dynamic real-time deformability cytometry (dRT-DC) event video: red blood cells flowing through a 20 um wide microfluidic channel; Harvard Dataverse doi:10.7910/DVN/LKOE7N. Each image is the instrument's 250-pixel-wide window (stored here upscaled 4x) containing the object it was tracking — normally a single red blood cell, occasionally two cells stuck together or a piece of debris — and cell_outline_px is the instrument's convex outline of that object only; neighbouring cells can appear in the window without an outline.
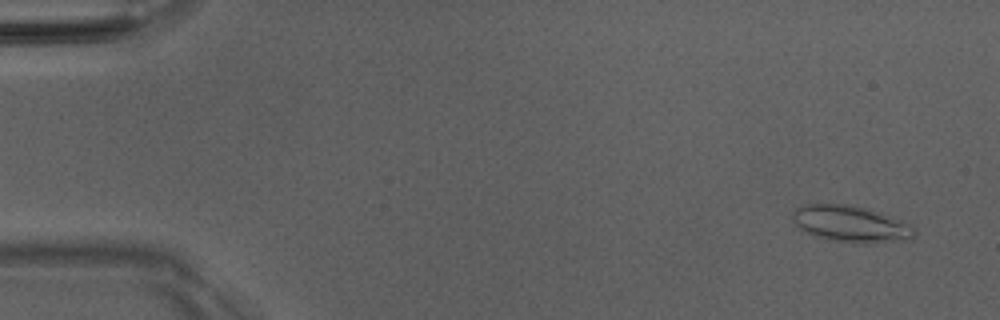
{"species": "Egyptian fruit bat (a non-hibernating species)", "species_latin": "Rousettus aegyptiacus", "temperature_condition": "room temperature", "stored_images_in_passage": 51, "camera_frame_rate_fps": 3000, "um_per_image_px": 0.085, "animal": {"sex": "male"}, "frame": {"image": 1, "passage_image": 3, "time_ms": 0.667, "image_size_px": [1000, 320], "cell_outline_px": [[916, 236], [912, 240], [868, 244], [860, 244], [832, 240], [816, 236], [796, 228], [792, 220], [792, 212], [800, 204], [856, 204], [880, 212], [900, 220], [916, 228]], "centroid_in_image_um": [72.33, 19.04], "position_along_channel_um": 12.7, "area_um2": 26.65}}
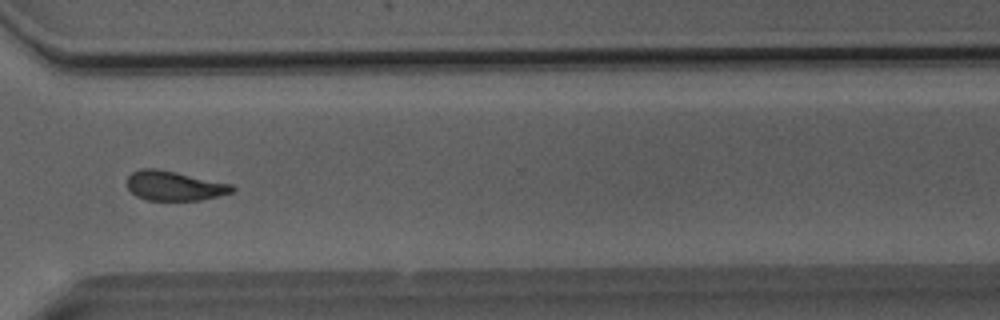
{"frame": {"image": 2, "passage_image": 38, "time_ms": 12.333, "image_size_px": [1000, 320], "cell_outline_px": [[236, 188], [232, 192], [220, 196], [200, 200], [144, 200], [136, 196], [124, 184], [124, 180], [132, 172], [140, 168], [156, 168], [176, 172], [232, 184]], "centroid_in_image_um": [14.77, 15.79], "position_along_channel_um": 355.8, "area_um2": 18.38}}
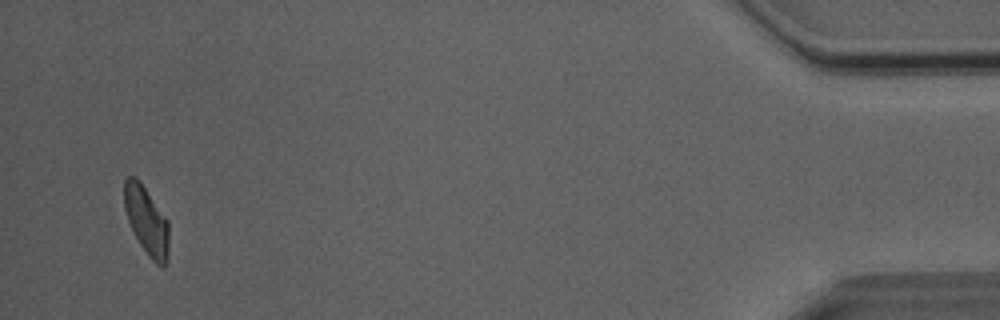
{"frame": {"image": 3, "passage_image": 49, "time_ms": 16.0, "image_size_px": [1000, 320], "cell_outline_px": [[168, 260], [164, 268], [160, 268], [148, 256], [140, 244], [128, 220], [124, 208], [124, 180], [128, 176], [136, 176], [140, 180], [168, 220]], "centroid_in_image_um": [12.47, 18.76], "position_along_channel_um": 422.7, "area_um2": 17.92}, "authors_computed_cell_mechanics": {"area_um2": 18.7272, "velocity_mm_per_s": 4.0526, "shape_relaxation_time_tau1_ms": 3.8211, "shape_relaxation_time_tau2_ms": 3.3534, "deformation_change_tau1": 0.1226, "deformation_change_tau2": 0.1001}}